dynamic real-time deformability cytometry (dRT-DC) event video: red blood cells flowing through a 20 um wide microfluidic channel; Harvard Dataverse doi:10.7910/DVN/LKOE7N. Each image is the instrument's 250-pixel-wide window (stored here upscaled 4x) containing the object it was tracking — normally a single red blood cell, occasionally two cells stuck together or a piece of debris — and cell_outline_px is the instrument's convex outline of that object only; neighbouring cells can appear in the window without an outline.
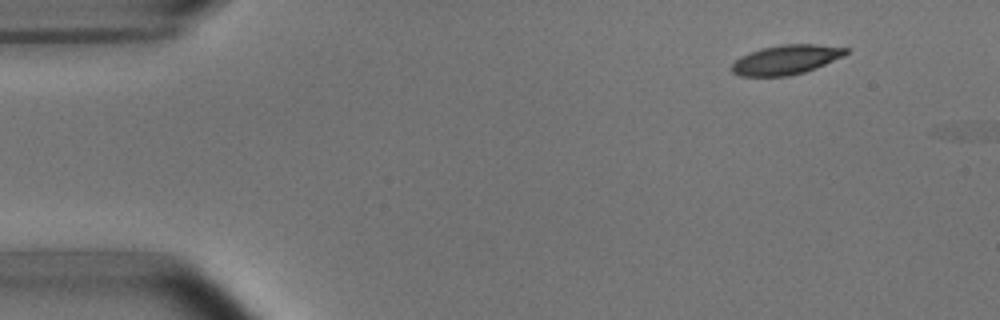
{"species": "common noctule bat (a hibernating species)", "species_latin": "Nyctalus noctula", "temperature_condition": "room temperature", "stored_images_in_passage": 2, "camera_frame_rate_fps": 3000, "um_per_image_px": 0.085, "animal": {"sex": "male", "body_mass_g": 15.6}, "frame": {"image": 1, "passage_image": 1, "time_ms": 0.0, "image_size_px": [1000, 320], "cell_outline_px": [[848, 52], [844, 56], [816, 68], [804, 72], [788, 76], [740, 76], [732, 72], [732, 64], [740, 56], [760, 48], [784, 44], [816, 44], [848, 48]], "centroid_in_image_um": [66.82, 5.07], "position_along_channel_um": 18.2, "area_um2": 19.59}}